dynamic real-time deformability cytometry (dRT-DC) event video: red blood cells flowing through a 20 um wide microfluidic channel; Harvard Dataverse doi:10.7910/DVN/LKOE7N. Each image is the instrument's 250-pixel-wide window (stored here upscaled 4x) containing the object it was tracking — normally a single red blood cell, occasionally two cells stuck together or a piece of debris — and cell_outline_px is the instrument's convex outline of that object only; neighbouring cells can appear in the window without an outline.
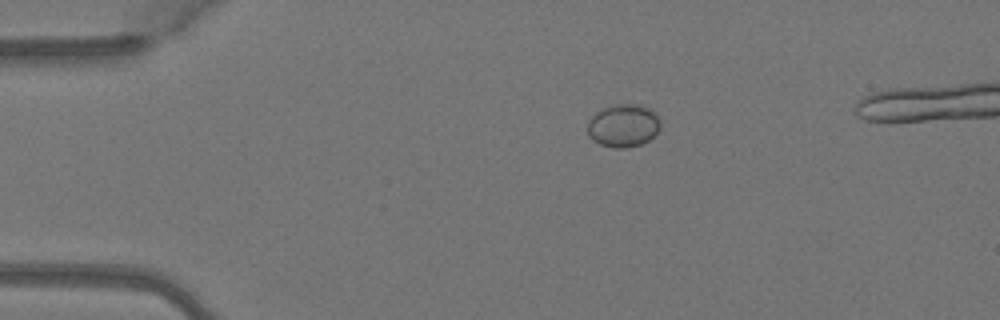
{"species": "Egyptian fruit bat (a non-hibernating species)", "species_latin": "Rousettus aegyptiacus", "temperature_condition": "warm", "stored_images_in_passage": 3, "camera_frame_rate_fps": 3000, "um_per_image_px": 0.085, "animal": {"sex": "female"}, "frame": {"image": 1, "passage_image": 1, "time_ms": 0.0, "image_size_px": [1000, 320], "cell_outline_px": [[660, 128], [648, 140], [640, 144], [628, 148], [616, 148], [600, 144], [592, 140], [588, 136], [588, 120], [596, 112], [604, 108], [616, 104], [636, 104], [648, 108], [656, 112], [660, 120]], "centroid_in_image_um": [52.97, 10.68], "position_along_channel_um": 32.0, "area_um2": 18.21}}